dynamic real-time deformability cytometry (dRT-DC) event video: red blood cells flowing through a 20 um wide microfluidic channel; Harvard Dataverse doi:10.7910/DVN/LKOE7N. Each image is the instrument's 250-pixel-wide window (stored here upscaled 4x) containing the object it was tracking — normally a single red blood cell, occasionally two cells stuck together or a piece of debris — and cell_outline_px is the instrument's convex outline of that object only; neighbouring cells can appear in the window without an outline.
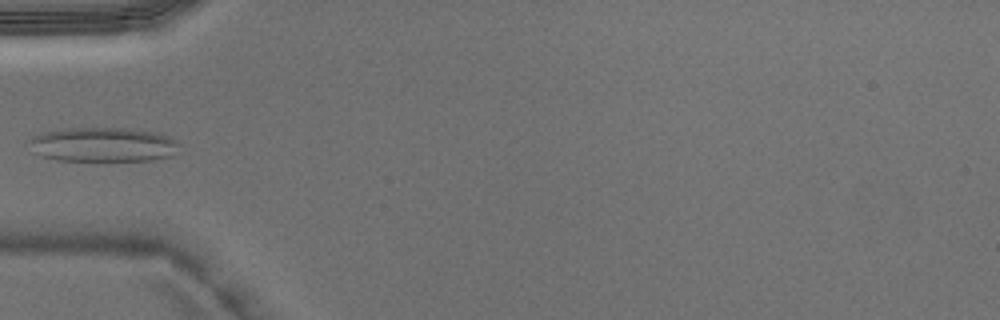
{"species": "Egyptian fruit bat (a non-hibernating species)", "species_latin": "Rousettus aegyptiacus", "temperature_condition": "warm", "stored_images_in_passage": 3, "camera_frame_rate_fps": 3000, "um_per_image_px": 0.085, "animal": {"sex": "male"}, "frame": {"image": 1, "passage_image": 3, "time_ms": 0.667, "image_size_px": [1000, 320], "cell_outline_px": [[180, 144], [172, 156], [152, 160], [56, 160], [40, 156], [32, 152], [28, 140], [32, 136], [44, 132], [64, 128], [128, 128], [156, 132], [168, 136], [176, 140]], "centroid_in_image_um": [8.73, 12.28], "position_along_channel_um": 76.3, "area_um2": 30.29}}